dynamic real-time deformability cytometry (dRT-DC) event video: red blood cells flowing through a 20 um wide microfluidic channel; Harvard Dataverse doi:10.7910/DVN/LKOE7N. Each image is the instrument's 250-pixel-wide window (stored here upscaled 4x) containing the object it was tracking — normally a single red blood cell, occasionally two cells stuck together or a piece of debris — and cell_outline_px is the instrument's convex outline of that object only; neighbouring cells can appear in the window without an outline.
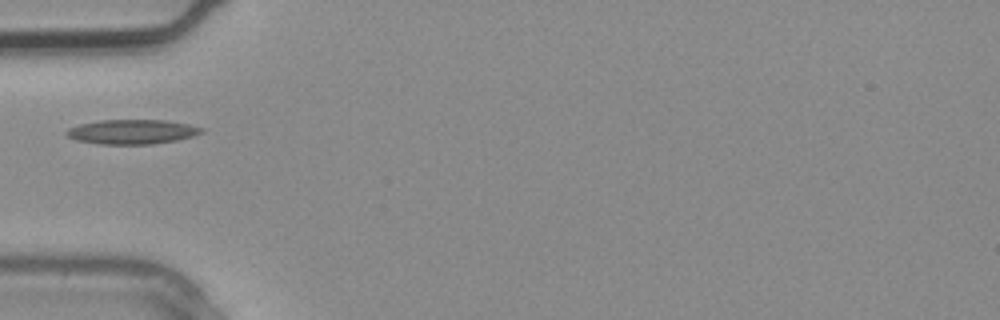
{"species": "common noctule bat (a hibernating species)", "species_latin": "Nyctalus noctula", "temperature_condition": "warm", "stored_images_in_passage": 3, "camera_frame_rate_fps": 3000, "um_per_image_px": 0.085, "animal": {"sex": "male", "body_mass_g": 20.4}, "frame": {"image": 1, "passage_image": 3, "time_ms": 0.667, "image_size_px": [1000, 320], "cell_outline_px": [[204, 132], [192, 136], [176, 140], [152, 144], [100, 144], [76, 140], [68, 136], [64, 132], [68, 128], [80, 124], [100, 120], [164, 120], [188, 124], [204, 128]], "centroid_in_image_um": [11.22, 11.2], "position_along_channel_um": 73.8, "area_um2": 19.25}}